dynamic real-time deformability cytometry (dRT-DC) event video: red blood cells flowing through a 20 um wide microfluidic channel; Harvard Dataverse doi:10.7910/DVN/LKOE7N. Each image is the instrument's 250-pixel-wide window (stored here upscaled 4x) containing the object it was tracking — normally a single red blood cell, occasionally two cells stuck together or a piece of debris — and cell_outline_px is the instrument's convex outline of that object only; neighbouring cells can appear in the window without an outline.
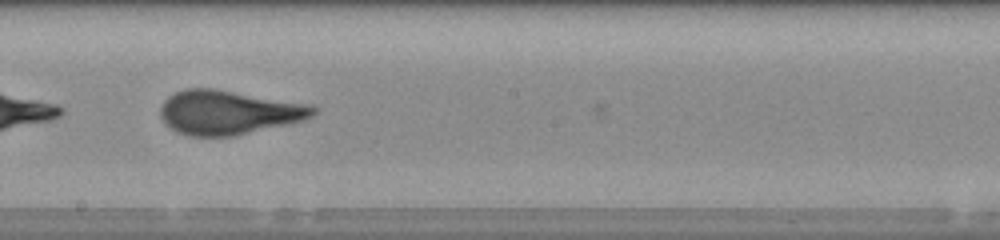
{"species": "human", "species_latin": "Homo sapiens", "temperature_condition": "room temperature", "stored_images_in_passage": 39, "camera_frame_rate_fps": 3000, "um_per_image_px": 0.085, "donor": {"sex": "male"}, "frame": {"image": 1, "passage_image": 17, "time_ms": 5.333, "image_size_px": [1000, 240], "cell_outline_px": [[316, 112], [312, 116], [304, 120], [288, 124], [232, 136], [188, 136], [176, 132], [160, 116], [160, 108], [164, 100], [168, 96], [184, 88], [216, 88], [308, 104], [316, 108]], "centroid_in_image_um": [19.4, 9.54], "position_along_channel_um": 228.8, "area_um2": 39.25}, "authors_computed_cell_mechanics": {"area_um2": 38.6104, "velocity_mm_per_s": 4.0725, "shape_relaxation_time_tau1_ms": 9.4147, "shape_relaxation_time_tau2_ms": null, "deformation_change_tau1": 0.2655, "deformation_change_tau2": null}}